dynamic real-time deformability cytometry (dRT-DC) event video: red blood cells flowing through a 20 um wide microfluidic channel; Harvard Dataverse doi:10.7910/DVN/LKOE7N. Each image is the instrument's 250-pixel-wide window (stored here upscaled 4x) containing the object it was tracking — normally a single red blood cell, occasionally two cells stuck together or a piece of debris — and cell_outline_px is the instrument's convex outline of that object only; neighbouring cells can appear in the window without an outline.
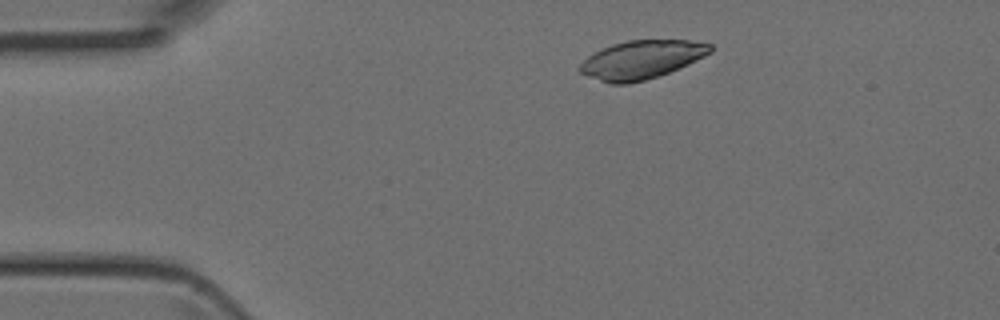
{"species": "Egyptian fruit bat (a non-hibernating species)", "species_latin": "Rousettus aegyptiacus", "temperature_condition": "room temperature", "stored_images_in_passage": 2, "camera_frame_rate_fps": 3000, "um_per_image_px": 0.085, "animal": {"sex": "female"}, "frame": {"image": 1, "passage_image": 2, "time_ms": 0.333, "image_size_px": [1000, 320], "cell_outline_px": [[712, 52], [696, 60], [668, 72], [644, 80], [628, 84], [612, 84], [588, 76], [580, 72], [576, 68], [588, 56], [612, 44], [628, 40], [688, 40], [712, 44]], "centroid_in_image_um": [54.51, 5.07], "position_along_channel_um": 30.5, "area_um2": 28.84}}